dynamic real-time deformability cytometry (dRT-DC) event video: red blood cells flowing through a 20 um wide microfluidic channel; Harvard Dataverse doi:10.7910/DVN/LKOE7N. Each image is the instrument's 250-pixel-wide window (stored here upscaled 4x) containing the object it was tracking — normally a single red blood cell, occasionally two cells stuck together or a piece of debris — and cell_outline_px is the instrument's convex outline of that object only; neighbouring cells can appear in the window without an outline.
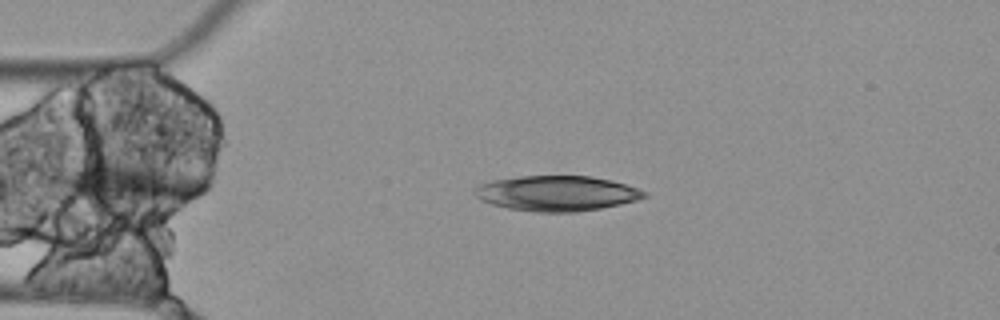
{"species": "Egyptian fruit bat (a non-hibernating species)", "species_latin": "Rousettus aegyptiacus", "temperature_condition": "cold", "stored_images_in_passage": 5, "camera_frame_rate_fps": 3000, "um_per_image_px": 0.085, "animal": {"sex": "female"}, "frame": {"image": 1, "passage_image": 4, "time_ms": 1.0, "image_size_px": [1000, 320], "cell_outline_px": [[648, 196], [636, 200], [620, 204], [600, 208], [576, 212], [536, 212], [508, 208], [492, 204], [480, 200], [472, 192], [480, 184], [492, 180], [520, 176], [592, 176], [612, 180], [648, 192]], "centroid_in_image_um": [47.32, 16.43], "position_along_channel_um": 37.7, "area_um2": 34.8}}